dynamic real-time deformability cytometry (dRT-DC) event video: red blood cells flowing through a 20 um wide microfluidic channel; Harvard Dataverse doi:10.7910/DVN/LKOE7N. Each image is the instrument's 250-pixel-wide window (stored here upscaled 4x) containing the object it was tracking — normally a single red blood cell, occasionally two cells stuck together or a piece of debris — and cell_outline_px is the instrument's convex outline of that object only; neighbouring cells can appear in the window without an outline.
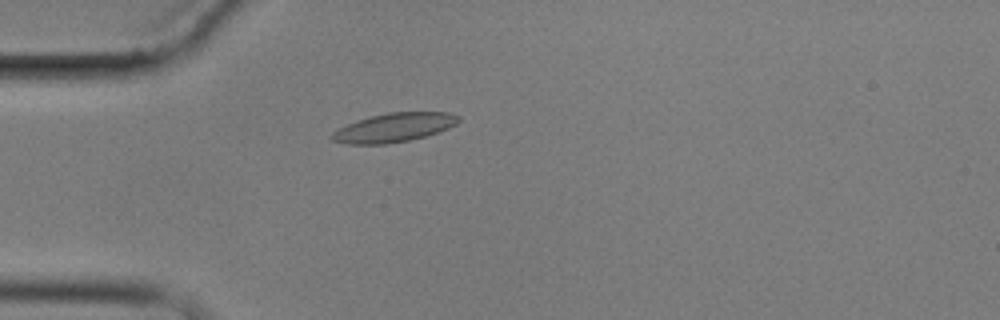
{"species": "common noctule bat (a hibernating species)", "species_latin": "Nyctalus noctula", "temperature_condition": "cold", "stored_images_in_passage": 3, "camera_frame_rate_fps": 3000, "um_per_image_px": 0.085, "animal": {"sex": "male", "body_mass_g": 17.9}, "frame": {"image": 1, "passage_image": 2, "time_ms": 1.333, "image_size_px": [1000, 320], "cell_outline_px": [[460, 120], [456, 124], [448, 128], [424, 136], [408, 140], [388, 144], [348, 144], [332, 140], [328, 136], [332, 132], [348, 124], [372, 116], [388, 112], [448, 112], [460, 116]], "centroid_in_image_um": [33.49, 10.84], "position_along_channel_um": 51.5, "area_um2": 21.1}}